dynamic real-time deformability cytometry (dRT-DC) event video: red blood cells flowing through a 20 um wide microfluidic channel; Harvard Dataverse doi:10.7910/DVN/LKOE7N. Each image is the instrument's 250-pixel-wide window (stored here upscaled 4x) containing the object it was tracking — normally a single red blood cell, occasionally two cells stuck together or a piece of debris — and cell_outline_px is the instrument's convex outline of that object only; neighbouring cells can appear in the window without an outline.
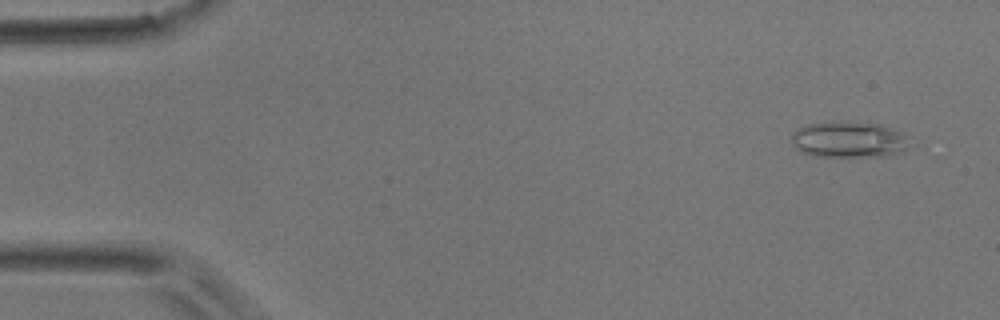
{"species": "common noctule bat (a hibernating species)", "species_latin": "Nyctalus noctula", "temperature_condition": "room temperature", "stored_images_in_passage": 25, "camera_frame_rate_fps": 3000, "um_per_image_px": 0.085, "animal": {"sex": "male", "body_mass_g": 17.9}, "frame": {"image": 1, "passage_image": 1, "time_ms": 0.0, "image_size_px": [1000, 320], "cell_outline_px": [[908, 148], [900, 152], [888, 156], [816, 156], [800, 152], [792, 144], [792, 132], [796, 128], [808, 124], [840, 120], [880, 124], [904, 132]], "centroid_in_image_um": [72.12, 11.84], "position_along_channel_um": 12.9, "area_um2": 25.14}}
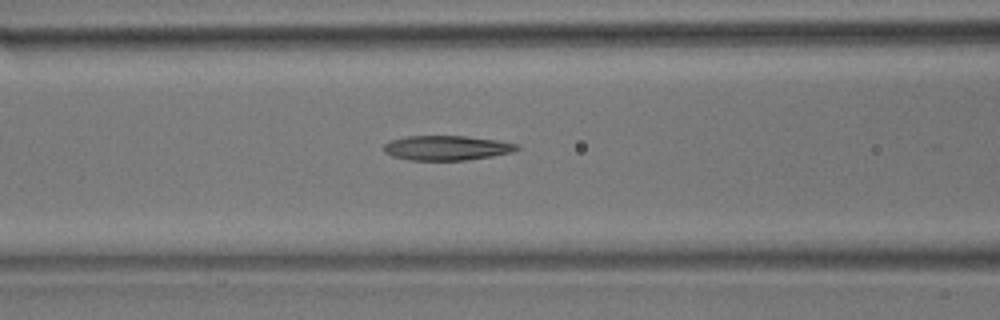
{"frame": {"image": 2, "passage_image": 18, "time_ms": 5.667, "image_size_px": [1000, 320], "cell_outline_px": [[520, 148], [512, 152], [492, 156], [464, 160], [408, 160], [392, 156], [384, 152], [384, 144], [388, 140], [404, 136], [464, 136], [496, 140], [520, 144]], "centroid_in_image_um": [37.94, 12.57], "position_along_channel_um": 128.7, "area_um2": 19.25}}
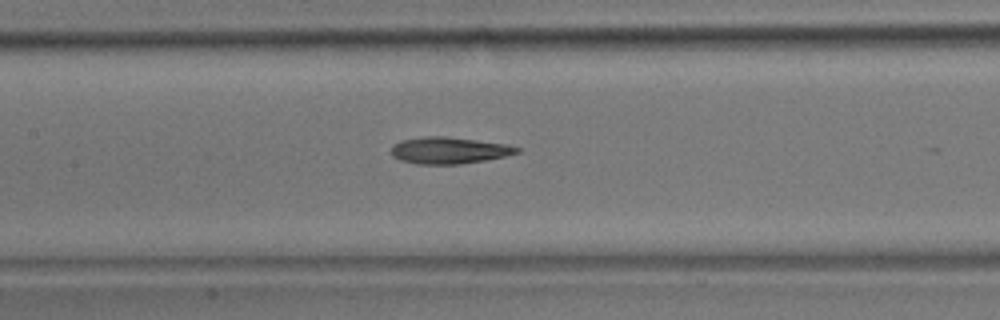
{"frame": {"image": 3, "passage_image": 21, "time_ms": 6.667, "image_size_px": [1000, 320], "cell_outline_px": [[520, 152], [504, 156], [484, 160], [460, 164], [416, 164], [400, 160], [392, 156], [392, 144], [400, 140], [428, 136], [444, 136], [508, 144], [520, 148]], "centroid_in_image_um": [38.14, 12.78], "position_along_channel_um": 169.3, "area_um2": 19.48}}